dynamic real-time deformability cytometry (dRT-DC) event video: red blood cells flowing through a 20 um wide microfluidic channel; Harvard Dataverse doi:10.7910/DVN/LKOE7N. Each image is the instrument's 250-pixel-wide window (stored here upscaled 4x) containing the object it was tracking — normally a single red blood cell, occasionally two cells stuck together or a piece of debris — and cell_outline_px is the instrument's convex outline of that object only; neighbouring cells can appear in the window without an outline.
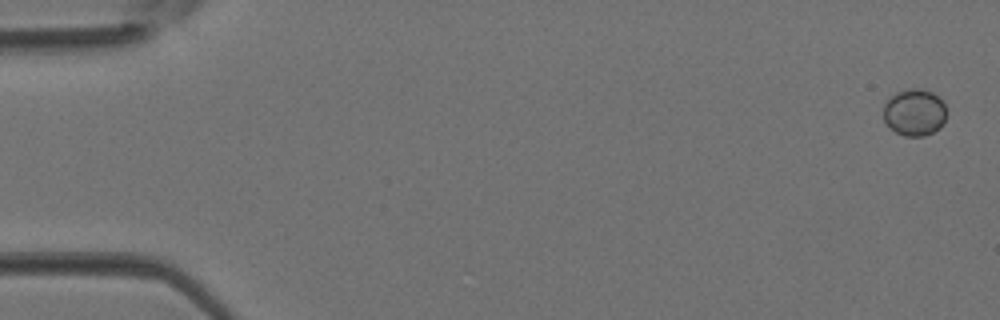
{"species": "Egyptian fruit bat (a non-hibernating species)", "species_latin": "Rousettus aegyptiacus", "temperature_condition": "room temperature", "stored_images_in_passage": 4, "camera_frame_rate_fps": 3000, "um_per_image_px": 0.085, "animal": {"sex": "female"}, "frame": {"image": 1, "passage_image": 1, "time_ms": 0.0, "image_size_px": [1000, 320], "cell_outline_px": [[944, 120], [940, 128], [924, 136], [904, 136], [896, 132], [884, 120], [884, 104], [896, 92], [908, 88], [920, 88], [932, 92], [944, 100]], "centroid_in_image_um": [77.73, 9.53], "position_along_channel_um": 7.3, "area_um2": 17.11}}
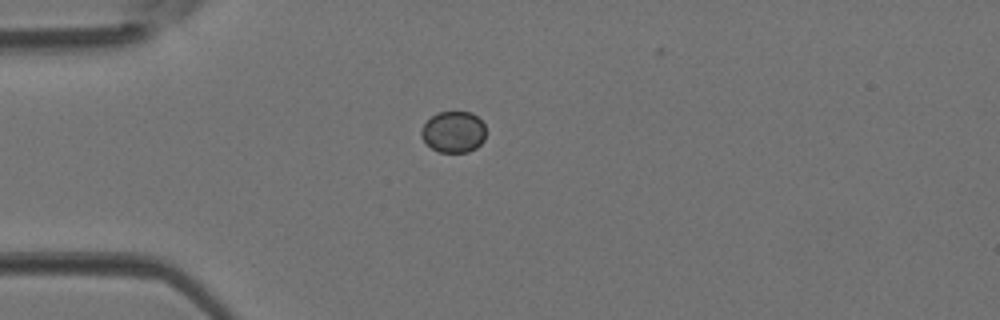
{"frame": {"image": 2, "passage_image": 4, "time_ms": 1.0, "image_size_px": [1000, 320], "cell_outline_px": [[484, 140], [476, 148], [468, 152], [440, 152], [432, 148], [420, 136], [420, 132], [424, 124], [432, 116], [440, 112], [472, 112], [484, 124]], "centroid_in_image_um": [38.55, 11.22], "position_along_channel_um": 46.5, "area_um2": 15.37}}